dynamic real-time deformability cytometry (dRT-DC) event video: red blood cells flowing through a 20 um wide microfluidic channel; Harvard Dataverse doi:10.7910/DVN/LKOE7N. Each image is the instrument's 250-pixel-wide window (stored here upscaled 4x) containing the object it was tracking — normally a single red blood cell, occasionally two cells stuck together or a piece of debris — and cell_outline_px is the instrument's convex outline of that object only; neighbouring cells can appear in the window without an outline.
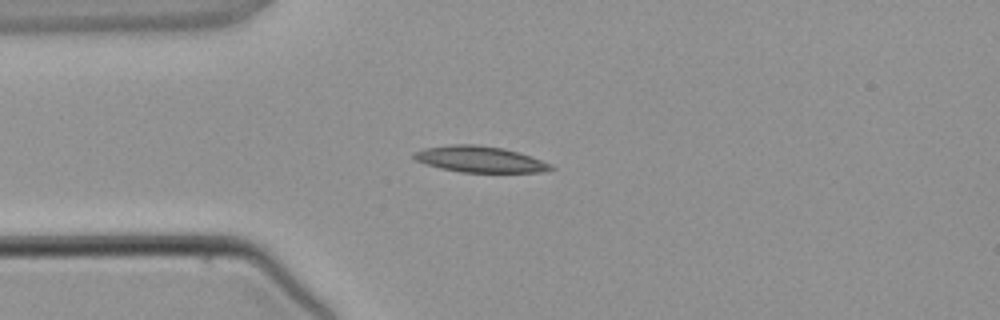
{"species": "common noctule bat (a hibernating species)", "species_latin": "Nyctalus noctula", "temperature_condition": "warm", "stored_images_in_passage": 2, "camera_frame_rate_fps": 3000, "um_per_image_px": 0.085, "animal": {"sex": "male", "body_mass_g": 21.5, "forearm_length_mm": 52.0}, "frame": {"image": 1, "passage_image": 2, "time_ms": 1.333, "image_size_px": [1000, 320], "cell_outline_px": [[556, 168], [540, 172], [460, 172], [440, 168], [416, 160], [412, 156], [416, 152], [424, 148], [452, 144], [472, 144], [504, 148], [552, 164]], "centroid_in_image_um": [40.78, 13.54], "position_along_channel_um": 44.2, "area_um2": 20.52}}